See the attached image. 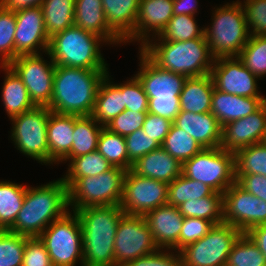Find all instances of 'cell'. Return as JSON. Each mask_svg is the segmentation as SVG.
Masks as SVG:
<instances>
[{"label":"cell","mask_w":266,"mask_h":266,"mask_svg":"<svg viewBox=\"0 0 266 266\" xmlns=\"http://www.w3.org/2000/svg\"><path fill=\"white\" fill-rule=\"evenodd\" d=\"M214 87L211 74L187 78L180 94L181 111L191 113L211 112Z\"/></svg>","instance_id":"obj_29"},{"label":"cell","mask_w":266,"mask_h":266,"mask_svg":"<svg viewBox=\"0 0 266 266\" xmlns=\"http://www.w3.org/2000/svg\"><path fill=\"white\" fill-rule=\"evenodd\" d=\"M242 232L231 224L214 225L200 240L181 249L183 266H225Z\"/></svg>","instance_id":"obj_12"},{"label":"cell","mask_w":266,"mask_h":266,"mask_svg":"<svg viewBox=\"0 0 266 266\" xmlns=\"http://www.w3.org/2000/svg\"><path fill=\"white\" fill-rule=\"evenodd\" d=\"M151 38L139 49L161 69L187 78L211 73L215 58L205 35L187 41H164L158 36Z\"/></svg>","instance_id":"obj_3"},{"label":"cell","mask_w":266,"mask_h":266,"mask_svg":"<svg viewBox=\"0 0 266 266\" xmlns=\"http://www.w3.org/2000/svg\"><path fill=\"white\" fill-rule=\"evenodd\" d=\"M22 266H53L48 251L39 237L27 238Z\"/></svg>","instance_id":"obj_51"},{"label":"cell","mask_w":266,"mask_h":266,"mask_svg":"<svg viewBox=\"0 0 266 266\" xmlns=\"http://www.w3.org/2000/svg\"><path fill=\"white\" fill-rule=\"evenodd\" d=\"M261 143L266 146V130L264 132V136H263Z\"/></svg>","instance_id":"obj_57"},{"label":"cell","mask_w":266,"mask_h":266,"mask_svg":"<svg viewBox=\"0 0 266 266\" xmlns=\"http://www.w3.org/2000/svg\"><path fill=\"white\" fill-rule=\"evenodd\" d=\"M126 170L113 167L97 176L77 178L68 187V206L77 211L89 206L120 205Z\"/></svg>","instance_id":"obj_8"},{"label":"cell","mask_w":266,"mask_h":266,"mask_svg":"<svg viewBox=\"0 0 266 266\" xmlns=\"http://www.w3.org/2000/svg\"><path fill=\"white\" fill-rule=\"evenodd\" d=\"M63 181L69 187L77 178L97 176L109 171L113 166L98 151L72 158Z\"/></svg>","instance_id":"obj_35"},{"label":"cell","mask_w":266,"mask_h":266,"mask_svg":"<svg viewBox=\"0 0 266 266\" xmlns=\"http://www.w3.org/2000/svg\"><path fill=\"white\" fill-rule=\"evenodd\" d=\"M44 0H0V4L6 9L18 10L21 8L41 6Z\"/></svg>","instance_id":"obj_56"},{"label":"cell","mask_w":266,"mask_h":266,"mask_svg":"<svg viewBox=\"0 0 266 266\" xmlns=\"http://www.w3.org/2000/svg\"><path fill=\"white\" fill-rule=\"evenodd\" d=\"M235 156V179L242 175L258 174L266 177V146L257 143L237 150Z\"/></svg>","instance_id":"obj_38"},{"label":"cell","mask_w":266,"mask_h":266,"mask_svg":"<svg viewBox=\"0 0 266 266\" xmlns=\"http://www.w3.org/2000/svg\"><path fill=\"white\" fill-rule=\"evenodd\" d=\"M167 202L168 183L126 171L120 204L125 214L143 216Z\"/></svg>","instance_id":"obj_13"},{"label":"cell","mask_w":266,"mask_h":266,"mask_svg":"<svg viewBox=\"0 0 266 266\" xmlns=\"http://www.w3.org/2000/svg\"><path fill=\"white\" fill-rule=\"evenodd\" d=\"M15 11L0 4V65H9L15 59Z\"/></svg>","instance_id":"obj_43"},{"label":"cell","mask_w":266,"mask_h":266,"mask_svg":"<svg viewBox=\"0 0 266 266\" xmlns=\"http://www.w3.org/2000/svg\"><path fill=\"white\" fill-rule=\"evenodd\" d=\"M213 226L214 224L209 220L184 217L178 240V252L203 238Z\"/></svg>","instance_id":"obj_47"},{"label":"cell","mask_w":266,"mask_h":266,"mask_svg":"<svg viewBox=\"0 0 266 266\" xmlns=\"http://www.w3.org/2000/svg\"><path fill=\"white\" fill-rule=\"evenodd\" d=\"M103 127L91 115L79 116L74 123L71 151L61 163L97 151L98 139Z\"/></svg>","instance_id":"obj_31"},{"label":"cell","mask_w":266,"mask_h":266,"mask_svg":"<svg viewBox=\"0 0 266 266\" xmlns=\"http://www.w3.org/2000/svg\"><path fill=\"white\" fill-rule=\"evenodd\" d=\"M15 17V58L20 55L39 54L41 51L47 52L49 36L41 6L15 10Z\"/></svg>","instance_id":"obj_18"},{"label":"cell","mask_w":266,"mask_h":266,"mask_svg":"<svg viewBox=\"0 0 266 266\" xmlns=\"http://www.w3.org/2000/svg\"><path fill=\"white\" fill-rule=\"evenodd\" d=\"M204 31L194 16L173 15L158 37L164 41H187L203 37Z\"/></svg>","instance_id":"obj_40"},{"label":"cell","mask_w":266,"mask_h":266,"mask_svg":"<svg viewBox=\"0 0 266 266\" xmlns=\"http://www.w3.org/2000/svg\"><path fill=\"white\" fill-rule=\"evenodd\" d=\"M238 58L259 80L266 76V36H250Z\"/></svg>","instance_id":"obj_42"},{"label":"cell","mask_w":266,"mask_h":266,"mask_svg":"<svg viewBox=\"0 0 266 266\" xmlns=\"http://www.w3.org/2000/svg\"><path fill=\"white\" fill-rule=\"evenodd\" d=\"M172 123L169 119L147 112L142 130L146 135H149L153 140L162 145Z\"/></svg>","instance_id":"obj_52"},{"label":"cell","mask_w":266,"mask_h":266,"mask_svg":"<svg viewBox=\"0 0 266 266\" xmlns=\"http://www.w3.org/2000/svg\"><path fill=\"white\" fill-rule=\"evenodd\" d=\"M9 181H0V230H9L13 226L27 188Z\"/></svg>","instance_id":"obj_33"},{"label":"cell","mask_w":266,"mask_h":266,"mask_svg":"<svg viewBox=\"0 0 266 266\" xmlns=\"http://www.w3.org/2000/svg\"><path fill=\"white\" fill-rule=\"evenodd\" d=\"M45 54L50 57V61L45 60L42 53L20 55L9 66L21 78L34 105L48 107L53 94L56 65L48 52Z\"/></svg>","instance_id":"obj_15"},{"label":"cell","mask_w":266,"mask_h":266,"mask_svg":"<svg viewBox=\"0 0 266 266\" xmlns=\"http://www.w3.org/2000/svg\"><path fill=\"white\" fill-rule=\"evenodd\" d=\"M173 15V0H140L134 36L128 42L137 41L141 47L152 34L158 36Z\"/></svg>","instance_id":"obj_21"},{"label":"cell","mask_w":266,"mask_h":266,"mask_svg":"<svg viewBox=\"0 0 266 266\" xmlns=\"http://www.w3.org/2000/svg\"><path fill=\"white\" fill-rule=\"evenodd\" d=\"M242 5L245 13L249 36H266V0H244Z\"/></svg>","instance_id":"obj_45"},{"label":"cell","mask_w":266,"mask_h":266,"mask_svg":"<svg viewBox=\"0 0 266 266\" xmlns=\"http://www.w3.org/2000/svg\"><path fill=\"white\" fill-rule=\"evenodd\" d=\"M177 208L183 217L209 220L214 225L223 223V194L218 192L201 199L185 201Z\"/></svg>","instance_id":"obj_34"},{"label":"cell","mask_w":266,"mask_h":266,"mask_svg":"<svg viewBox=\"0 0 266 266\" xmlns=\"http://www.w3.org/2000/svg\"><path fill=\"white\" fill-rule=\"evenodd\" d=\"M72 212L82 227L83 266H115V235L125 214L120 205L89 206Z\"/></svg>","instance_id":"obj_4"},{"label":"cell","mask_w":266,"mask_h":266,"mask_svg":"<svg viewBox=\"0 0 266 266\" xmlns=\"http://www.w3.org/2000/svg\"><path fill=\"white\" fill-rule=\"evenodd\" d=\"M78 117V115L50 113L47 122L49 165L60 164L70 153L73 143L74 123Z\"/></svg>","instance_id":"obj_24"},{"label":"cell","mask_w":266,"mask_h":266,"mask_svg":"<svg viewBox=\"0 0 266 266\" xmlns=\"http://www.w3.org/2000/svg\"><path fill=\"white\" fill-rule=\"evenodd\" d=\"M107 71L56 65L48 108L58 114L92 115L100 82Z\"/></svg>","instance_id":"obj_2"},{"label":"cell","mask_w":266,"mask_h":266,"mask_svg":"<svg viewBox=\"0 0 266 266\" xmlns=\"http://www.w3.org/2000/svg\"><path fill=\"white\" fill-rule=\"evenodd\" d=\"M182 174L223 194L235 179V156L220 147L203 148L182 166Z\"/></svg>","instance_id":"obj_10"},{"label":"cell","mask_w":266,"mask_h":266,"mask_svg":"<svg viewBox=\"0 0 266 266\" xmlns=\"http://www.w3.org/2000/svg\"><path fill=\"white\" fill-rule=\"evenodd\" d=\"M109 28L124 42L134 36L140 0H101Z\"/></svg>","instance_id":"obj_27"},{"label":"cell","mask_w":266,"mask_h":266,"mask_svg":"<svg viewBox=\"0 0 266 266\" xmlns=\"http://www.w3.org/2000/svg\"><path fill=\"white\" fill-rule=\"evenodd\" d=\"M266 130V102L247 117L222 126L220 148L235 153L237 150L261 143Z\"/></svg>","instance_id":"obj_19"},{"label":"cell","mask_w":266,"mask_h":266,"mask_svg":"<svg viewBox=\"0 0 266 266\" xmlns=\"http://www.w3.org/2000/svg\"><path fill=\"white\" fill-rule=\"evenodd\" d=\"M128 159L134 163L140 157L158 149L161 145L146 135L142 128L125 137Z\"/></svg>","instance_id":"obj_49"},{"label":"cell","mask_w":266,"mask_h":266,"mask_svg":"<svg viewBox=\"0 0 266 266\" xmlns=\"http://www.w3.org/2000/svg\"><path fill=\"white\" fill-rule=\"evenodd\" d=\"M183 164L161 146L137 159L131 170L143 177L152 178L166 183L173 182L182 174Z\"/></svg>","instance_id":"obj_25"},{"label":"cell","mask_w":266,"mask_h":266,"mask_svg":"<svg viewBox=\"0 0 266 266\" xmlns=\"http://www.w3.org/2000/svg\"><path fill=\"white\" fill-rule=\"evenodd\" d=\"M143 218L159 249L178 251L184 217L177 207L165 204L145 213Z\"/></svg>","instance_id":"obj_20"},{"label":"cell","mask_w":266,"mask_h":266,"mask_svg":"<svg viewBox=\"0 0 266 266\" xmlns=\"http://www.w3.org/2000/svg\"><path fill=\"white\" fill-rule=\"evenodd\" d=\"M28 236L0 230V266H22Z\"/></svg>","instance_id":"obj_44"},{"label":"cell","mask_w":266,"mask_h":266,"mask_svg":"<svg viewBox=\"0 0 266 266\" xmlns=\"http://www.w3.org/2000/svg\"><path fill=\"white\" fill-rule=\"evenodd\" d=\"M215 191L202 182L189 179L183 174L168 184L167 204L178 207L185 201L211 196Z\"/></svg>","instance_id":"obj_37"},{"label":"cell","mask_w":266,"mask_h":266,"mask_svg":"<svg viewBox=\"0 0 266 266\" xmlns=\"http://www.w3.org/2000/svg\"><path fill=\"white\" fill-rule=\"evenodd\" d=\"M41 9L49 38L74 25L75 0H44Z\"/></svg>","instance_id":"obj_32"},{"label":"cell","mask_w":266,"mask_h":266,"mask_svg":"<svg viewBox=\"0 0 266 266\" xmlns=\"http://www.w3.org/2000/svg\"><path fill=\"white\" fill-rule=\"evenodd\" d=\"M52 111L45 106H35L11 118V140L15 148L39 163L49 164L47 122Z\"/></svg>","instance_id":"obj_11"},{"label":"cell","mask_w":266,"mask_h":266,"mask_svg":"<svg viewBox=\"0 0 266 266\" xmlns=\"http://www.w3.org/2000/svg\"><path fill=\"white\" fill-rule=\"evenodd\" d=\"M5 72L2 102L9 119L35 107L21 78L9 65H0Z\"/></svg>","instance_id":"obj_30"},{"label":"cell","mask_w":266,"mask_h":266,"mask_svg":"<svg viewBox=\"0 0 266 266\" xmlns=\"http://www.w3.org/2000/svg\"><path fill=\"white\" fill-rule=\"evenodd\" d=\"M124 266H183V264L180 252L158 249L151 254L132 260Z\"/></svg>","instance_id":"obj_50"},{"label":"cell","mask_w":266,"mask_h":266,"mask_svg":"<svg viewBox=\"0 0 266 266\" xmlns=\"http://www.w3.org/2000/svg\"><path fill=\"white\" fill-rule=\"evenodd\" d=\"M140 68L135 76L148 97L147 112L174 121L179 114L180 94L186 76L163 70L139 49Z\"/></svg>","instance_id":"obj_5"},{"label":"cell","mask_w":266,"mask_h":266,"mask_svg":"<svg viewBox=\"0 0 266 266\" xmlns=\"http://www.w3.org/2000/svg\"><path fill=\"white\" fill-rule=\"evenodd\" d=\"M173 124L186 131L203 148L221 145L222 126L211 112L191 113L180 110Z\"/></svg>","instance_id":"obj_22"},{"label":"cell","mask_w":266,"mask_h":266,"mask_svg":"<svg viewBox=\"0 0 266 266\" xmlns=\"http://www.w3.org/2000/svg\"><path fill=\"white\" fill-rule=\"evenodd\" d=\"M38 237L53 266H75L78 261L83 266L82 227L75 212L53 221Z\"/></svg>","instance_id":"obj_9"},{"label":"cell","mask_w":266,"mask_h":266,"mask_svg":"<svg viewBox=\"0 0 266 266\" xmlns=\"http://www.w3.org/2000/svg\"><path fill=\"white\" fill-rule=\"evenodd\" d=\"M68 211V187L62 178L38 187L27 186L21 210L9 231L38 237Z\"/></svg>","instance_id":"obj_1"},{"label":"cell","mask_w":266,"mask_h":266,"mask_svg":"<svg viewBox=\"0 0 266 266\" xmlns=\"http://www.w3.org/2000/svg\"><path fill=\"white\" fill-rule=\"evenodd\" d=\"M241 2L237 0L214 7L211 26H204V35L215 59L238 57L248 42L250 36Z\"/></svg>","instance_id":"obj_7"},{"label":"cell","mask_w":266,"mask_h":266,"mask_svg":"<svg viewBox=\"0 0 266 266\" xmlns=\"http://www.w3.org/2000/svg\"><path fill=\"white\" fill-rule=\"evenodd\" d=\"M131 78L122 83L124 107L132 112H147L148 97L144 88L135 75Z\"/></svg>","instance_id":"obj_46"},{"label":"cell","mask_w":266,"mask_h":266,"mask_svg":"<svg viewBox=\"0 0 266 266\" xmlns=\"http://www.w3.org/2000/svg\"><path fill=\"white\" fill-rule=\"evenodd\" d=\"M146 116L147 112H132L131 110L126 109L117 115L105 127L114 133L126 137L142 128Z\"/></svg>","instance_id":"obj_48"},{"label":"cell","mask_w":266,"mask_h":266,"mask_svg":"<svg viewBox=\"0 0 266 266\" xmlns=\"http://www.w3.org/2000/svg\"><path fill=\"white\" fill-rule=\"evenodd\" d=\"M247 192L266 201V177L258 174L242 175L236 181Z\"/></svg>","instance_id":"obj_53"},{"label":"cell","mask_w":266,"mask_h":266,"mask_svg":"<svg viewBox=\"0 0 266 266\" xmlns=\"http://www.w3.org/2000/svg\"><path fill=\"white\" fill-rule=\"evenodd\" d=\"M266 98H252L224 93L214 87L212 94L211 113L218 119L221 126L233 120L247 117L257 111Z\"/></svg>","instance_id":"obj_26"},{"label":"cell","mask_w":266,"mask_h":266,"mask_svg":"<svg viewBox=\"0 0 266 266\" xmlns=\"http://www.w3.org/2000/svg\"><path fill=\"white\" fill-rule=\"evenodd\" d=\"M103 43L101 37L73 25L49 38L47 52L55 65L108 70L100 50Z\"/></svg>","instance_id":"obj_6"},{"label":"cell","mask_w":266,"mask_h":266,"mask_svg":"<svg viewBox=\"0 0 266 266\" xmlns=\"http://www.w3.org/2000/svg\"><path fill=\"white\" fill-rule=\"evenodd\" d=\"M197 0H173V13L174 15H189L195 16L198 12Z\"/></svg>","instance_id":"obj_55"},{"label":"cell","mask_w":266,"mask_h":266,"mask_svg":"<svg viewBox=\"0 0 266 266\" xmlns=\"http://www.w3.org/2000/svg\"><path fill=\"white\" fill-rule=\"evenodd\" d=\"M74 25L101 37L108 45L124 43L109 28L101 0H75Z\"/></svg>","instance_id":"obj_23"},{"label":"cell","mask_w":266,"mask_h":266,"mask_svg":"<svg viewBox=\"0 0 266 266\" xmlns=\"http://www.w3.org/2000/svg\"><path fill=\"white\" fill-rule=\"evenodd\" d=\"M158 249L143 216L124 214L121 217L114 241L115 266H124Z\"/></svg>","instance_id":"obj_14"},{"label":"cell","mask_w":266,"mask_h":266,"mask_svg":"<svg viewBox=\"0 0 266 266\" xmlns=\"http://www.w3.org/2000/svg\"><path fill=\"white\" fill-rule=\"evenodd\" d=\"M109 70L100 82L92 117L102 126H106L117 115L126 110L122 95V83L111 82Z\"/></svg>","instance_id":"obj_28"},{"label":"cell","mask_w":266,"mask_h":266,"mask_svg":"<svg viewBox=\"0 0 266 266\" xmlns=\"http://www.w3.org/2000/svg\"><path fill=\"white\" fill-rule=\"evenodd\" d=\"M226 266H266V259L251 238L242 233L228 255Z\"/></svg>","instance_id":"obj_41"},{"label":"cell","mask_w":266,"mask_h":266,"mask_svg":"<svg viewBox=\"0 0 266 266\" xmlns=\"http://www.w3.org/2000/svg\"><path fill=\"white\" fill-rule=\"evenodd\" d=\"M161 147L182 164L203 149L186 131L173 123Z\"/></svg>","instance_id":"obj_39"},{"label":"cell","mask_w":266,"mask_h":266,"mask_svg":"<svg viewBox=\"0 0 266 266\" xmlns=\"http://www.w3.org/2000/svg\"><path fill=\"white\" fill-rule=\"evenodd\" d=\"M97 151L113 166L126 171L132 168L128 159L125 137L103 127L99 135Z\"/></svg>","instance_id":"obj_36"},{"label":"cell","mask_w":266,"mask_h":266,"mask_svg":"<svg viewBox=\"0 0 266 266\" xmlns=\"http://www.w3.org/2000/svg\"><path fill=\"white\" fill-rule=\"evenodd\" d=\"M246 234L257 245L266 259V223L251 228Z\"/></svg>","instance_id":"obj_54"},{"label":"cell","mask_w":266,"mask_h":266,"mask_svg":"<svg viewBox=\"0 0 266 266\" xmlns=\"http://www.w3.org/2000/svg\"><path fill=\"white\" fill-rule=\"evenodd\" d=\"M223 222L246 233L266 223V201L247 192L237 182L223 193Z\"/></svg>","instance_id":"obj_16"},{"label":"cell","mask_w":266,"mask_h":266,"mask_svg":"<svg viewBox=\"0 0 266 266\" xmlns=\"http://www.w3.org/2000/svg\"><path fill=\"white\" fill-rule=\"evenodd\" d=\"M211 76L217 90L237 96L266 98L258 91V77L238 57L215 59Z\"/></svg>","instance_id":"obj_17"}]
</instances>
